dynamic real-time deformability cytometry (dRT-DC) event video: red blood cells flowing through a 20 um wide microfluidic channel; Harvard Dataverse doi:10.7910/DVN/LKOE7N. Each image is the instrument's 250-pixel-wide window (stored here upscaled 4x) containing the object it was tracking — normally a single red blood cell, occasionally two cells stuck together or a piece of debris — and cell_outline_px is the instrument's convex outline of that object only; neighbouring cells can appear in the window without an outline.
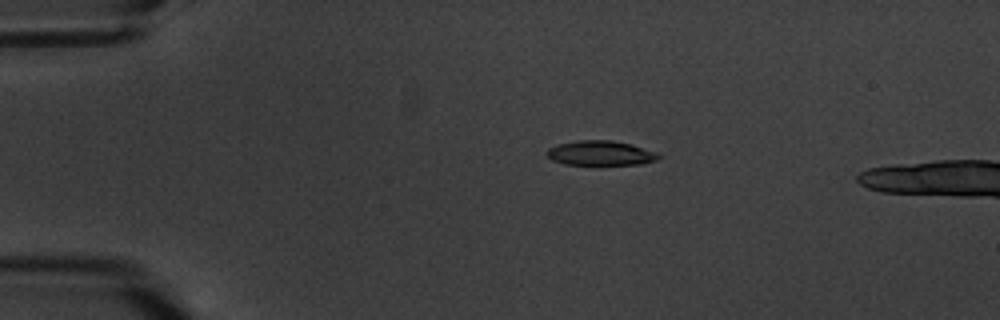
{"species": "common noctule bat (a hibernating species)", "species_latin": "Nyctalus noctula", "temperature_condition": "warm", "stored_images_in_passage": 5, "camera_frame_rate_fps": 3000, "um_per_image_px": 0.085, "animal": {"sex": "male", "body_mass_g": 20.1, "forearm_length_mm": 53.5}, "frame": {"image": 1, "passage_image": 3, "time_ms": 3.333, "image_size_px": [1000, 320], "cell_outline_px": [[660, 156], [656, 160], [644, 164], [564, 164], [552, 160], [548, 156], [548, 148], [556, 144], [580, 140], [612, 140], [632, 144], [660, 152]], "centroid_in_image_um": [51.1, 13.0], "position_along_channel_um": 33.9, "area_um2": 16.13}}